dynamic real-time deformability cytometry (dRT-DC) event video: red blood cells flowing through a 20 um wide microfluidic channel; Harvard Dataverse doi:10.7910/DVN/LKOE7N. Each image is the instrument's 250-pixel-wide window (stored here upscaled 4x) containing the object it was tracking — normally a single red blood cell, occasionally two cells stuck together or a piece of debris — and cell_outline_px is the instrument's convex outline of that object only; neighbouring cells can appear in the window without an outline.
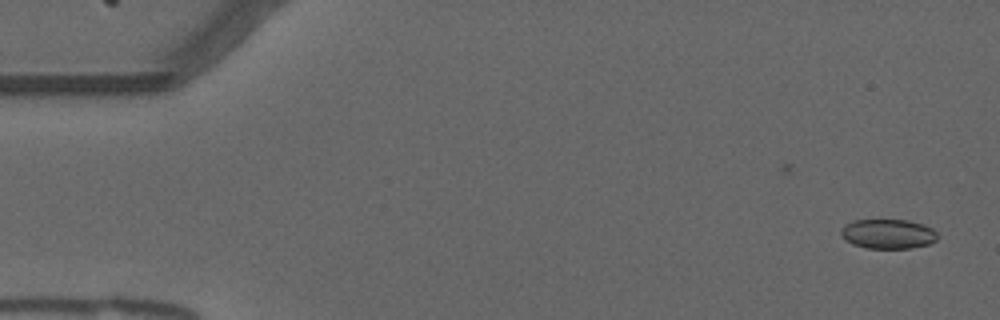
{"species": "common noctule bat (a hibernating species)", "species_latin": "Nyctalus noctula", "temperature_condition": "warm", "stored_images_in_passage": 16, "camera_frame_rate_fps": 3000, "um_per_image_px": 0.085, "animal": {"sex": "male", "forearm_length_mm": 52.5}, "frame": {"image": 1, "passage_image": 2, "time_ms": 0.333, "image_size_px": [1000, 320], "cell_outline_px": [[936, 240], [928, 244], [912, 248], [864, 248], [852, 244], [844, 240], [840, 232], [844, 224], [852, 220], [908, 220], [924, 224], [932, 228], [936, 232]], "centroid_in_image_um": [75.45, 19.88], "position_along_channel_um": 9.6, "area_um2": 16.76}}
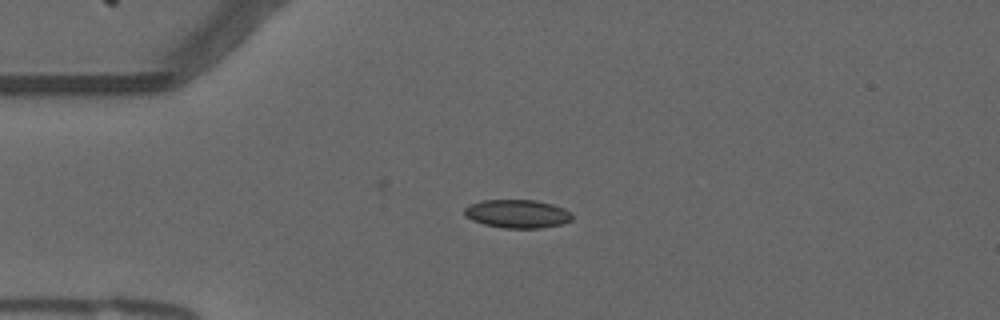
{"frame": {"image": 2, "passage_image": 13, "time_ms": 4.0, "image_size_px": [1000, 320], "cell_outline_px": [[572, 220], [560, 224], [540, 228], [504, 228], [484, 224], [472, 220], [464, 212], [464, 208], [468, 204], [484, 200], [536, 200], [552, 204], [564, 208], [572, 212]], "centroid_in_image_um": [43.99, 18.16], "position_along_channel_um": 41.0, "area_um2": 17.8}}